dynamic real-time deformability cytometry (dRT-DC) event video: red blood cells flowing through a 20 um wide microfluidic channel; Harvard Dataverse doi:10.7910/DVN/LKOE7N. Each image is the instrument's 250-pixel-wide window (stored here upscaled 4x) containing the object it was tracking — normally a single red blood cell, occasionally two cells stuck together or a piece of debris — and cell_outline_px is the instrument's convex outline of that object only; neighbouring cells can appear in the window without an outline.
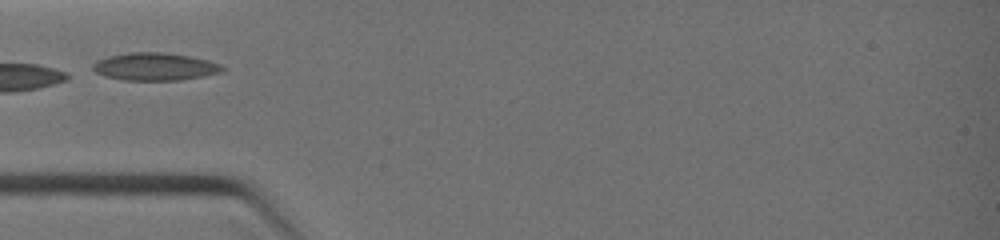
{"species": "common noctule bat (a hibernating species)", "species_latin": "Nyctalus noctula", "temperature_condition": "warm", "stored_images_in_passage": 12, "camera_frame_rate_fps": 3000, "um_per_image_px": 0.085, "animal": {"sex": "female", "body_mass_g": 19.0, "forearm_length_mm": 51.5}, "frame": {"image": 1, "passage_image": 7, "time_ms": 3.667, "image_size_px": [1000, 240], "cell_outline_px": [[228, 68], [220, 72], [180, 80], [124, 80], [104, 76], [96, 72], [92, 68], [92, 64], [96, 60], [108, 56], [128, 52], [164, 52], [192, 56], [208, 60], [220, 64]], "centroid_in_image_um": [13.15, 5.65], "position_along_channel_um": 71.8, "area_um2": 20.98}}
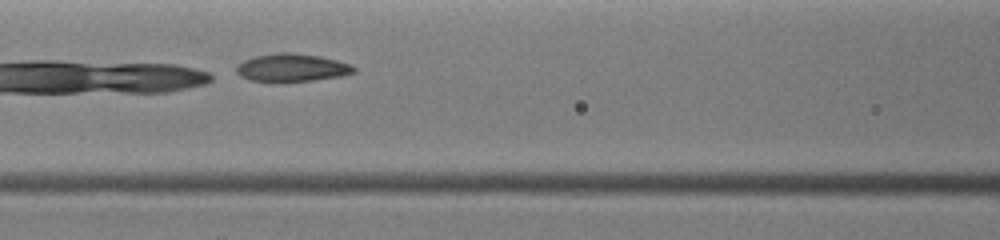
{"frame": {"image": 2, "passage_image": 9, "time_ms": 5.0, "image_size_px": [1000, 240], "cell_outline_px": [[356, 72], [340, 76], [312, 80], [252, 80], [240, 76], [236, 72], [236, 68], [244, 60], [256, 56], [280, 52], [292, 52], [320, 56], [336, 60], [348, 64], [356, 68]], "centroid_in_image_um": [24.83, 5.72], "position_along_channel_um": 141.8, "area_um2": 18.5}}
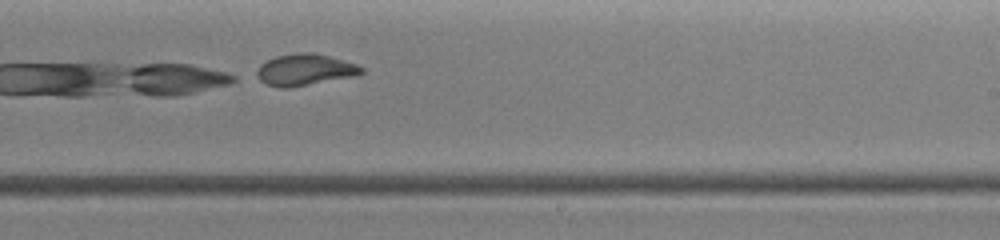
{"frame": {"image": 3, "passage_image": 12, "time_ms": 7.333, "image_size_px": [1000, 240], "cell_outline_px": [[364, 72], [360, 76], [288, 88], [280, 88], [264, 84], [252, 76], [260, 64], [276, 56], [300, 52], [316, 52], [356, 64], [364, 68]], "centroid_in_image_um": [25.9, 5.95], "position_along_channel_um": 263.1, "area_um2": 19.83}}